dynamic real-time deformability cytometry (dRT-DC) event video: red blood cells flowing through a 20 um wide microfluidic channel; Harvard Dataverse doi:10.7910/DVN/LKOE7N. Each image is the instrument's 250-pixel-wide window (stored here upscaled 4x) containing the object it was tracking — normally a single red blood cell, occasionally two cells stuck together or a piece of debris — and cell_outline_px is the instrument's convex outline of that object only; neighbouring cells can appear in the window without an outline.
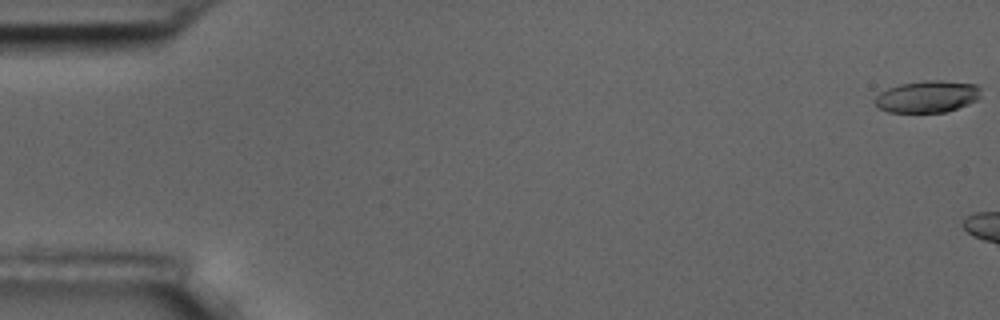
{"species": "common noctule bat (a hibernating species)", "species_latin": "Nyctalus noctula", "temperature_condition": "room temperature", "stored_images_in_passage": 2, "camera_frame_rate_fps": 3000, "um_per_image_px": 0.085, "animal": {"sex": "male", "body_mass_g": 17.5, "forearm_length_mm": 52.3}, "frame": {"image": 1, "passage_image": 1, "time_ms": 0.0, "image_size_px": [1000, 320], "cell_outline_px": [[980, 96], [976, 100], [968, 104], [944, 112], [888, 112], [880, 108], [876, 104], [876, 96], [880, 92], [888, 88], [900, 84], [924, 80], [940, 80], [976, 84], [980, 88]], "centroid_in_image_um": [78.83, 8.2], "position_along_channel_um": 6.2, "area_um2": 19.54}}